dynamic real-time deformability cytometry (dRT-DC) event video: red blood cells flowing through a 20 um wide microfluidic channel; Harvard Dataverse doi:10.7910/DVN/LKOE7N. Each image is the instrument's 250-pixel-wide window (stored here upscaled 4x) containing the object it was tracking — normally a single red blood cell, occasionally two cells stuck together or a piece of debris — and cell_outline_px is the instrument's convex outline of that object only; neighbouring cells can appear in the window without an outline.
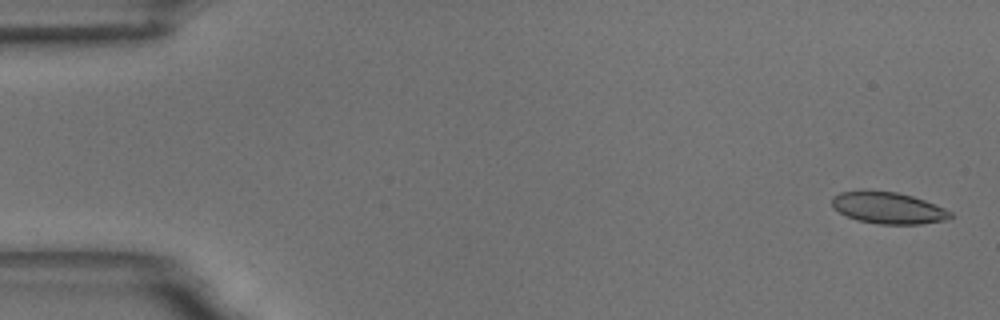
{"species": "common noctule bat (a hibernating species)", "species_latin": "Nyctalus noctula", "temperature_condition": "room temperature", "stored_images_in_passage": 55, "camera_frame_rate_fps": 3000, "um_per_image_px": 0.085, "animal": {"sex": "male", "body_mass_g": 18.8}, "frame": {"image": 1, "passage_image": 2, "time_ms": 0.333, "image_size_px": [1000, 320], "cell_outline_px": [[952, 216], [948, 220], [920, 224], [880, 224], [856, 220], [832, 208], [832, 196], [840, 192], [896, 192], [912, 196], [924, 200], [944, 208], [952, 212]], "centroid_in_image_um": [75.52, 17.7], "position_along_channel_um": 9.5, "area_um2": 21.44}}
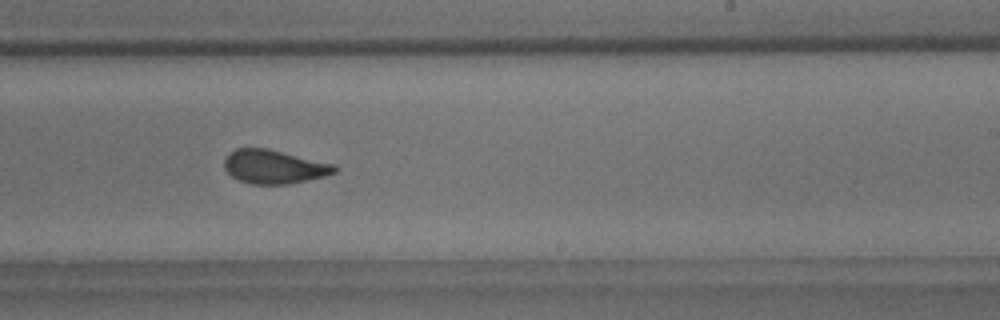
{"frame": {"image": 2, "passage_image": 34, "time_ms": 11.0, "image_size_px": [1000, 320], "cell_outline_px": [[340, 168], [336, 172], [324, 176], [288, 184], [252, 184], [240, 180], [232, 176], [224, 168], [224, 160], [228, 152], [236, 148], [268, 148], [336, 164]], "centroid_in_image_um": [23.31, 14.16], "position_along_channel_um": 265.7, "area_um2": 21.85}}
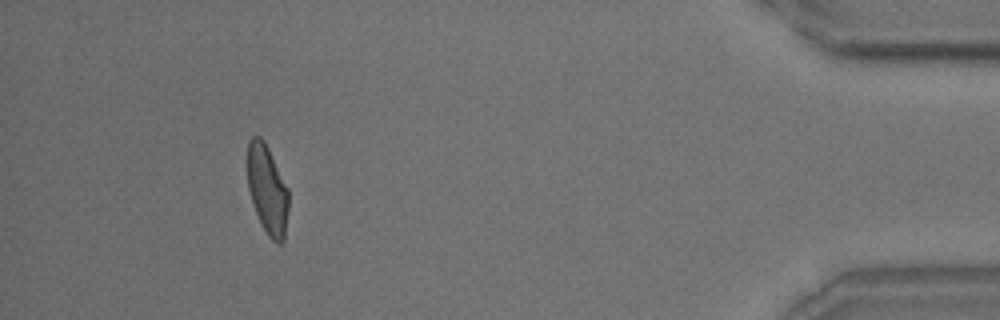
{"frame": {"image": 3, "passage_image": 51, "time_ms": 16.667, "image_size_px": [1000, 320], "cell_outline_px": [[288, 208], [284, 240], [280, 244], [276, 244], [268, 236], [260, 224], [248, 188], [248, 140], [252, 136], [260, 136], [264, 140], [288, 188]], "centroid_in_image_um": [22.73, 16.13], "position_along_channel_um": 412.5, "area_um2": 21.27}, "authors_computed_cell_mechanics": {"area_um2": 22.1952, "velocity_mm_per_s": 3.6614, "shape_relaxation_time_tau1_ms": 3.6477, "shape_relaxation_time_tau2_ms": 0.8485, "deformation_change_tau1": 0.1254, "deformation_change_tau2": 0.0568}}